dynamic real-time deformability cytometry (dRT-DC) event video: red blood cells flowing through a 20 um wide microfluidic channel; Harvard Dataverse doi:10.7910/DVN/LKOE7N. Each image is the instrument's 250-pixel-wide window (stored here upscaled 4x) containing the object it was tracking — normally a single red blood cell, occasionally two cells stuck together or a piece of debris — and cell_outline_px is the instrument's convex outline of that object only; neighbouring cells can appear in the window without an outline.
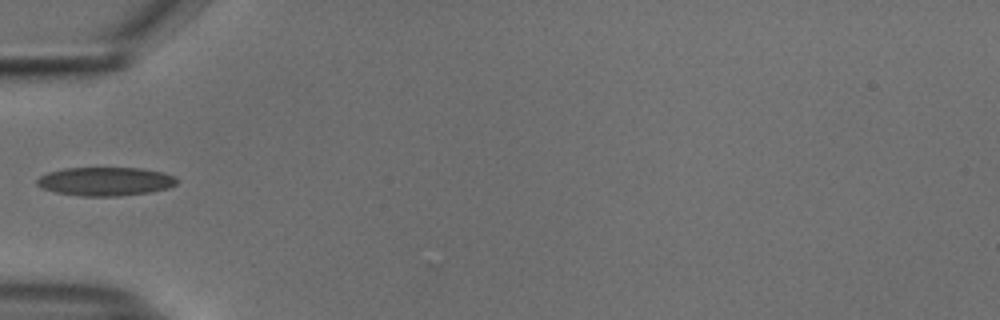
{"species": "common noctule bat (a hibernating species)", "species_latin": "Nyctalus noctula", "temperature_condition": "cold", "stored_images_in_passage": 36, "camera_frame_rate_fps": 3000, "um_per_image_px": 0.085, "animal": {"sex": "male", "body_mass_g": 18.8}, "frame": {"image": 1, "passage_image": 1, "time_ms": 0.0, "image_size_px": [1000, 320], "cell_outline_px": [[176, 184], [168, 188], [152, 192], [116, 196], [80, 196], [56, 192], [44, 188], [36, 184], [36, 180], [40, 176], [48, 172], [64, 168], [140, 168], [164, 172], [176, 176]], "centroid_in_image_um": [8.98, 15.41], "position_along_channel_um": 76.0, "area_um2": 23.35}}
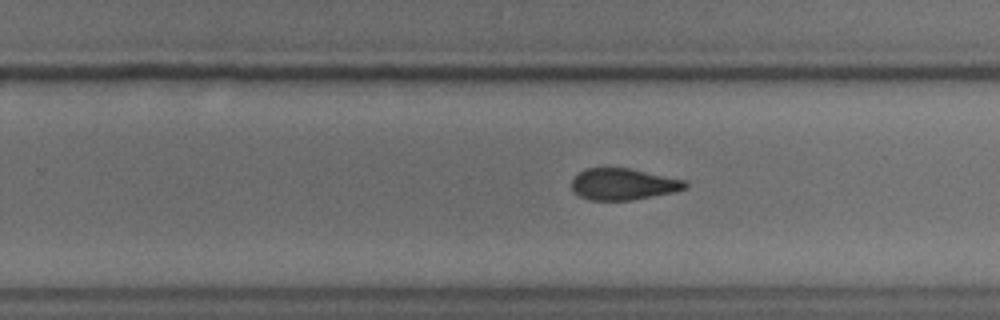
{"frame": {"image": 2, "passage_image": 17, "time_ms": 5.333, "image_size_px": [1000, 320], "cell_outline_px": [[688, 188], [676, 192], [632, 200], [588, 200], [572, 192], [572, 176], [584, 168], [628, 168], [684, 180], [688, 184]], "centroid_in_image_um": [52.94, 15.66], "position_along_channel_um": 276.9, "area_um2": 21.04}}
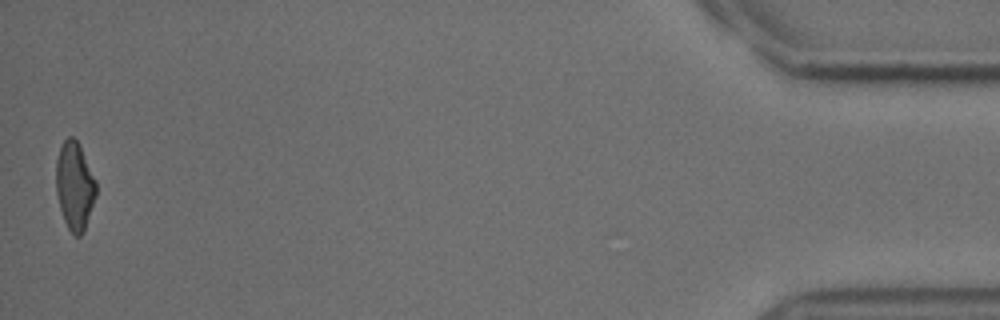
{"frame": {"image": 3, "passage_image": 36, "time_ms": 11.667, "image_size_px": [1000, 320], "cell_outline_px": [[96, 196], [84, 232], [80, 236], [72, 236], [64, 220], [60, 208], [56, 192], [56, 160], [60, 148], [64, 140], [68, 136], [72, 136], [80, 144], [96, 180]], "centroid_in_image_um": [6.35, 15.81], "position_along_channel_um": 428.8, "area_um2": 20.75}, "authors_computed_cell_mechanics": {"area_um2": 21.4149, "velocity_mm_per_s": 3.7465, "shape_relaxation_time_tau1_ms": 9.7659, "shape_relaxation_time_tau2_ms": 3.9119, "deformation_change_tau1": 0.212, "deformation_change_tau2": 0.0945}}